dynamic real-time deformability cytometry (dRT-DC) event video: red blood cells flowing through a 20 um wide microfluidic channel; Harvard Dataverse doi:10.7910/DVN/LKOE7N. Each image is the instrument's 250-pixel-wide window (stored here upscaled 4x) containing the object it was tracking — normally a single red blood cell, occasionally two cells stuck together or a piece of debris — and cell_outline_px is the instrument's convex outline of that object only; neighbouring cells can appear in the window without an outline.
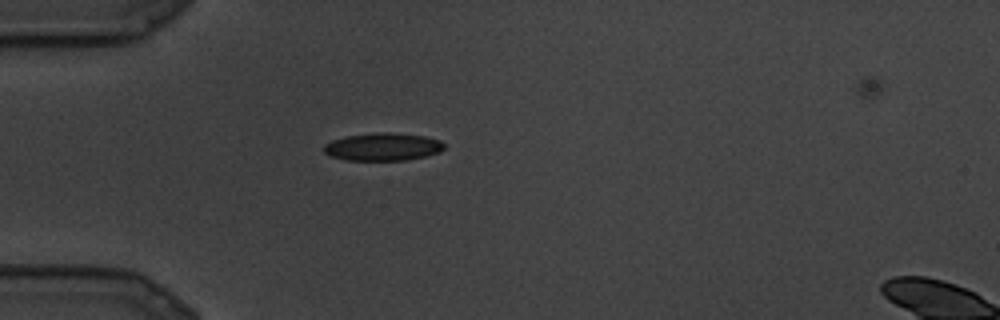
{"species": "common noctule bat (a hibernating species)", "species_latin": "Nyctalus noctula", "temperature_condition": "cold", "stored_images_in_passage": 5, "camera_frame_rate_fps": 3000, "um_per_image_px": 0.085, "animal": {"sex": "male", "body_mass_g": 19.5, "forearm_length_mm": 54.6}, "frame": {"image": 1, "passage_image": 1, "time_ms": 0.0, "image_size_px": [1000, 320], "cell_outline_px": [[444, 148], [440, 152], [408, 160], [344, 160], [332, 156], [324, 152], [324, 144], [332, 140], [344, 136], [380, 132], [388, 132], [424, 136], [440, 140], [444, 144]], "centroid_in_image_um": [32.53, 12.48], "position_along_channel_um": 52.5, "area_um2": 19.42}}
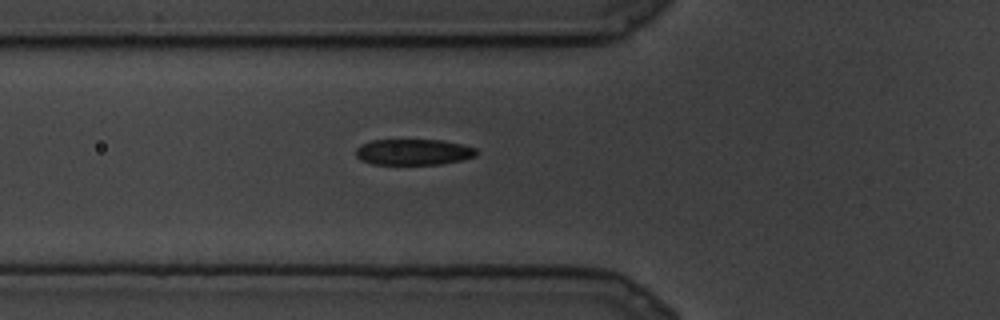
{"frame": {"image": 2, "passage_image": 3, "time_ms": 0.667, "image_size_px": [1000, 320], "cell_outline_px": [[476, 156], [460, 160], [440, 164], [372, 164], [360, 160], [356, 156], [356, 148], [360, 144], [372, 140], [444, 140], [464, 144], [476, 148]], "centroid_in_image_um": [35.13, 12.91], "position_along_channel_um": 90.7, "area_um2": 18.32}}
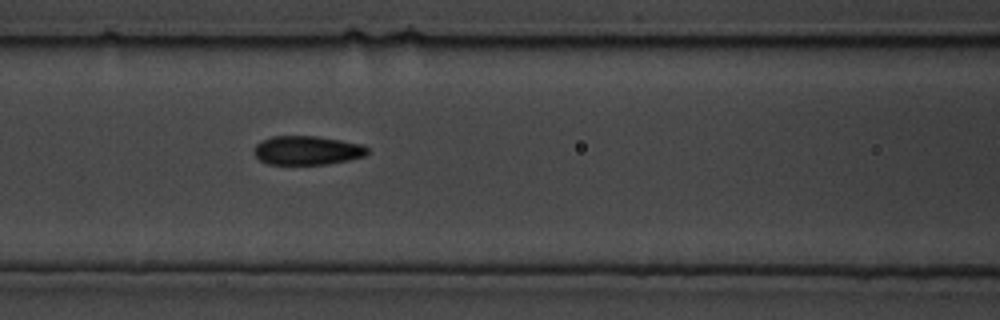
{"frame": {"image": 3, "passage_image": 5, "time_ms": 1.333, "image_size_px": [1000, 320], "cell_outline_px": [[368, 152], [364, 156], [348, 160], [328, 164], [268, 164], [260, 160], [252, 152], [252, 148], [260, 140], [272, 136], [316, 136], [364, 144], [368, 148]], "centroid_in_image_um": [26.07, 12.77], "position_along_channel_um": 140.5, "area_um2": 19.31}}